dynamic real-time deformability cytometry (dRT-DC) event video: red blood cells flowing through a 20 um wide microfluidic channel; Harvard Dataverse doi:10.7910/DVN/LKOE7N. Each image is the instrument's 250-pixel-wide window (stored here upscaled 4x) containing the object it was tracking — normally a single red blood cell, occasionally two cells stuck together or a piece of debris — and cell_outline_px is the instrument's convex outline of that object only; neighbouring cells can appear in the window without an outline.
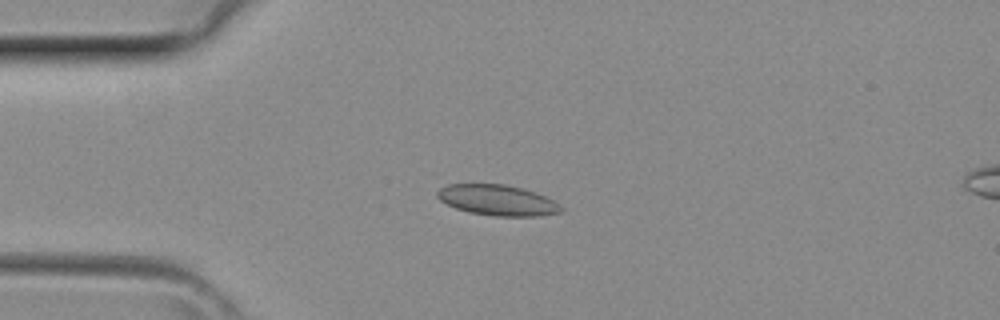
{"species": "common noctule bat (a hibernating species)", "species_latin": "Nyctalus noctula", "temperature_condition": "room temperature", "stored_images_in_passage": 4, "camera_frame_rate_fps": 3000, "um_per_image_px": 0.085, "animal": {"sex": "female", "body_mass_g": 29.2, "forearm_length_mm": 56.3}, "frame": {"image": 1, "passage_image": 3, "time_ms": 0.667, "image_size_px": [1000, 320], "cell_outline_px": [[564, 212], [540, 216], [496, 216], [468, 212], [456, 208], [440, 200], [436, 196], [436, 192], [440, 188], [448, 184], [504, 184], [524, 188], [536, 192], [560, 204], [564, 208]], "centroid_in_image_um": [42.32, 17.02], "position_along_channel_um": 42.7, "area_um2": 22.25}}